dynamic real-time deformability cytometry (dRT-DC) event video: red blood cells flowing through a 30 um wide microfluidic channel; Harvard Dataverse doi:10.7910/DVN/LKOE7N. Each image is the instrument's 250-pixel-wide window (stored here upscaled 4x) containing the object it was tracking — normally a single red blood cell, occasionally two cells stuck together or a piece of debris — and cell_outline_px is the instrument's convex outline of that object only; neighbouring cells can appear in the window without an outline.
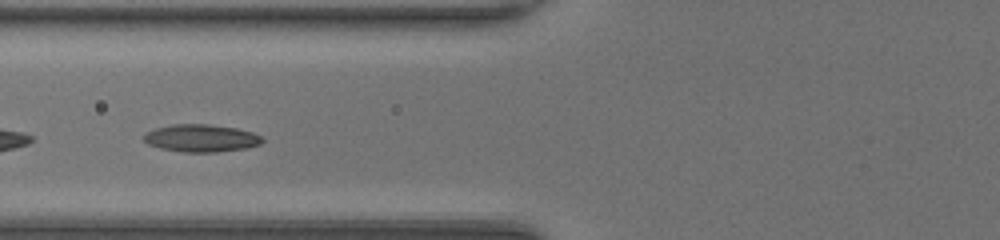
{"species": "common noctule bat (a hibernating species)", "species_latin": "Nyctalus noctula", "temperature_condition": "room temperature", "stored_images_in_passage": 32, "camera_frame_rate_fps": 3000, "um_per_image_px": 0.085, "animal": {"sex": "female", "body_mass_g": 20.0, "forearm_length_mm": 54.0}, "frame": {"image": 1, "passage_image": 5, "time_ms": 1.333, "image_size_px": [1000, 240], "cell_outline_px": [[264, 140], [260, 144], [244, 148], [216, 152], [184, 152], [160, 148], [148, 144], [144, 140], [144, 136], [148, 132], [156, 128], [172, 124], [208, 124], [236, 128], [252, 132], [264, 136]], "centroid_in_image_um": [17.13, 11.74], "position_along_channel_um": 108.7, "area_um2": 18.9}}
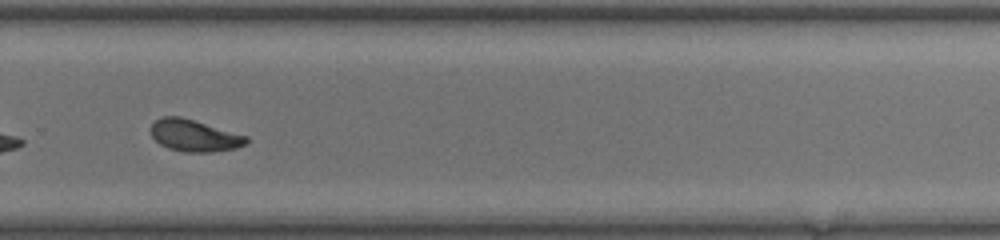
{"frame": {"image": 2, "passage_image": 19, "time_ms": 6.0, "image_size_px": [1000, 240], "cell_outline_px": [[248, 140], [244, 144], [236, 148], [212, 152], [184, 152], [168, 148], [160, 144], [152, 136], [152, 124], [160, 116], [180, 116], [248, 136]], "centroid_in_image_um": [16.51, 11.52], "position_along_channel_um": 313.3, "area_um2": 17.57}, "authors_computed_cell_mechanics": {"area_um2": 17.8313, "velocity_mm_per_s": 4.3874, "shape_relaxation_time_tau1_ms": 4.0515, "shape_relaxation_time_tau2_ms": 1.4228, "deformation_change_tau1": 0.1392, "deformation_change_tau2": 0.0691}}